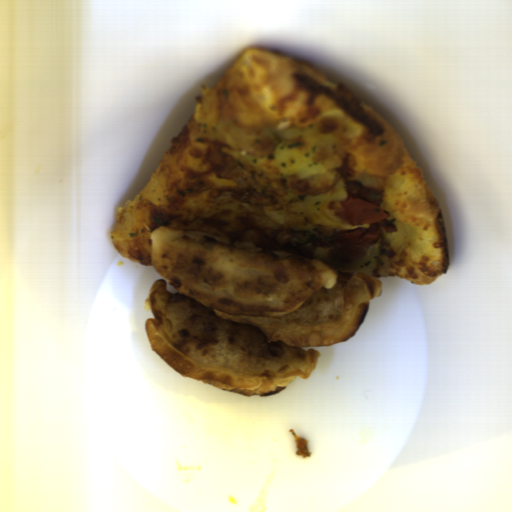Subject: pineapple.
Listing matches in <instances>:
<instances>
[{
  "label": "pineapple",
  "instance_id": "2ff11189",
  "mask_svg": "<svg viewBox=\"0 0 512 512\" xmlns=\"http://www.w3.org/2000/svg\"><path fill=\"white\" fill-rule=\"evenodd\" d=\"M213 137L229 145L226 155L266 177L305 179L341 168L337 144L327 133L298 129H240L225 119Z\"/></svg>",
  "mask_w": 512,
  "mask_h": 512
},
{
  "label": "pineapple",
  "instance_id": "9d759a55",
  "mask_svg": "<svg viewBox=\"0 0 512 512\" xmlns=\"http://www.w3.org/2000/svg\"><path fill=\"white\" fill-rule=\"evenodd\" d=\"M348 198L344 179L334 185L329 191L309 197H303L300 201L292 203L289 209L290 228L294 231H317L319 226H329L344 231L356 228H370L369 224L350 225L335 216V211L330 208L331 202L344 201Z\"/></svg>",
  "mask_w": 512,
  "mask_h": 512
},
{
  "label": "pineapple",
  "instance_id": "4b991443",
  "mask_svg": "<svg viewBox=\"0 0 512 512\" xmlns=\"http://www.w3.org/2000/svg\"><path fill=\"white\" fill-rule=\"evenodd\" d=\"M355 180L362 186L373 188L377 191H382L384 187V179L368 172H362Z\"/></svg>",
  "mask_w": 512,
  "mask_h": 512
},
{
  "label": "pineapple",
  "instance_id": "824ae415",
  "mask_svg": "<svg viewBox=\"0 0 512 512\" xmlns=\"http://www.w3.org/2000/svg\"><path fill=\"white\" fill-rule=\"evenodd\" d=\"M390 223H394L397 232L381 233V235L394 251L401 252L414 235L413 227L411 223H403L398 220Z\"/></svg>",
  "mask_w": 512,
  "mask_h": 512
},
{
  "label": "pineapple",
  "instance_id": "f1f94b42",
  "mask_svg": "<svg viewBox=\"0 0 512 512\" xmlns=\"http://www.w3.org/2000/svg\"><path fill=\"white\" fill-rule=\"evenodd\" d=\"M380 255V243L378 238L367 245L365 252L360 258L351 261H337L330 259L329 250L323 247H317L311 259H318L327 265L346 273L369 274L373 271Z\"/></svg>",
  "mask_w": 512,
  "mask_h": 512
}]
</instances>
